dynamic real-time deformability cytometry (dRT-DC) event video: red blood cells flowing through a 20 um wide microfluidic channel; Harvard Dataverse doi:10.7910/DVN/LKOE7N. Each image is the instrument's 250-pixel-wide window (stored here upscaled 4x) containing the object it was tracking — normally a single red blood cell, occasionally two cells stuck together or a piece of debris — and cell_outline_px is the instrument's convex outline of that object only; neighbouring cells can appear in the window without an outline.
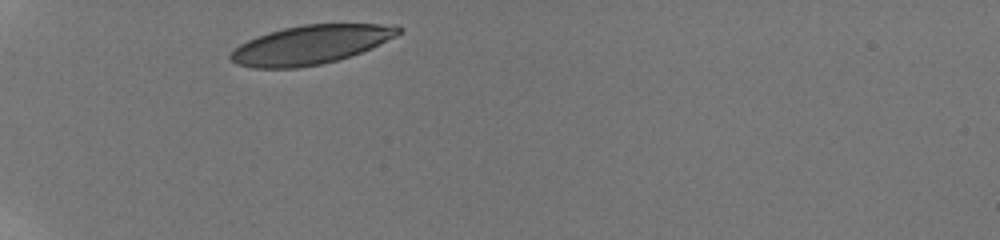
{"species": "human", "species_latin": "Homo sapiens", "temperature_condition": "room temperature", "stored_images_in_passage": 36, "camera_frame_rate_fps": 3000, "um_per_image_px": 0.085, "donor": {"sex": "male"}, "frame": {"image": 1, "passage_image": 1, "time_ms": 0.0, "image_size_px": [1000, 240], "cell_outline_px": [[404, 32], [372, 48], [336, 60], [320, 64], [296, 68], [252, 68], [236, 64], [228, 56], [240, 44], [256, 36], [268, 32], [284, 28], [304, 24], [396, 24], [404, 28]], "centroid_in_image_um": [26.44, 3.79], "position_along_channel_um": 58.6, "area_um2": 38.03}}
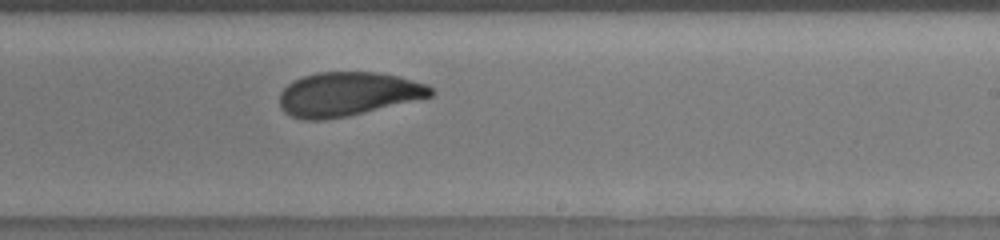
{"frame": {"image": 2, "passage_image": 21, "time_ms": 6.0, "image_size_px": [1000, 240], "cell_outline_px": [[436, 92], [432, 96], [348, 116], [320, 120], [304, 120], [292, 116], [284, 112], [280, 108], [280, 92], [292, 80], [316, 72], [376, 72], [400, 76], [428, 84]], "centroid_in_image_um": [29.56, 7.99], "position_along_channel_um": 259.4, "area_um2": 38.84}}
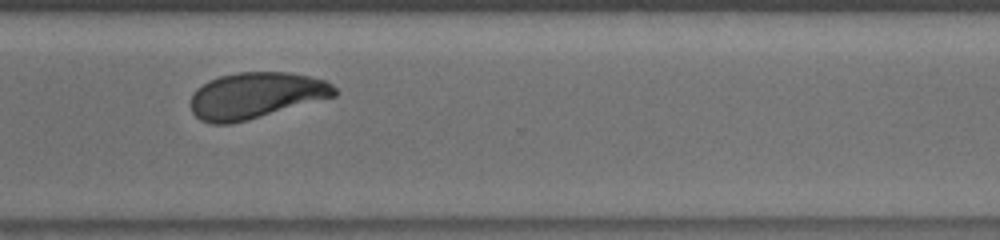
{"frame": {"image": 3, "passage_image": 29, "time_ms": 8.333, "image_size_px": [1000, 240], "cell_outline_px": [[340, 92], [336, 96], [248, 120], [232, 124], [212, 124], [200, 120], [192, 112], [192, 92], [196, 88], [208, 80], [220, 76], [236, 72], [288, 72], [328, 80]], "centroid_in_image_um": [21.76, 8.11], "position_along_channel_um": 348.8, "area_um2": 39.02}, "authors_computed_cell_mechanics": {"area_um2": 38.9572, "velocity_mm_per_s": 3.8233, "shape_relaxation_time_tau1_ms": 3.7853, "shape_relaxation_time_tau2_ms": 1.2677, "deformation_change_tau1": 0.1549, "deformation_change_tau2": 0.0537}}